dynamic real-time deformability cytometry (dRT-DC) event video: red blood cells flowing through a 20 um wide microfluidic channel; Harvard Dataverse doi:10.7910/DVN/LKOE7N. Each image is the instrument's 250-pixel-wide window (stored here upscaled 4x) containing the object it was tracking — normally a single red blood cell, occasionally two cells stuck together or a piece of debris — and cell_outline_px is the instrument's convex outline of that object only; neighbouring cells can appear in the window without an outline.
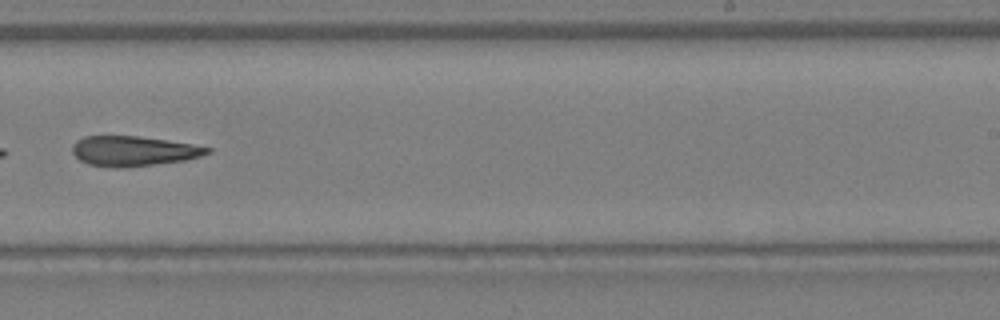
{"species": "Egyptian fruit bat (a non-hibernating species)", "species_latin": "Rousettus aegyptiacus", "temperature_condition": "warm", "stored_images_in_passage": 27, "camera_frame_rate_fps": 3000, "um_per_image_px": 0.085, "animal": {"sex": "female"}, "frame": {"image": 1, "passage_image": 16, "time_ms": 5.0, "image_size_px": [1000, 320], "cell_outline_px": [[212, 152], [200, 156], [184, 160], [120, 168], [116, 168], [88, 164], [80, 160], [72, 152], [72, 144], [76, 140], [84, 136], [136, 136], [168, 140], [192, 144], [212, 148]], "centroid_in_image_um": [11.32, 12.83], "position_along_channel_um": 277.7, "area_um2": 23.47}}
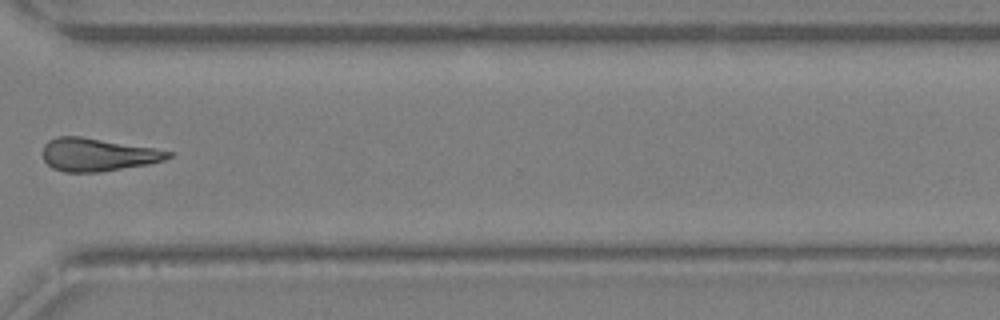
{"frame": {"image": 2, "passage_image": 20, "time_ms": 6.333, "image_size_px": [1000, 320], "cell_outline_px": [[176, 152], [172, 156], [164, 160], [148, 164], [100, 172], [64, 172], [52, 168], [44, 160], [44, 144], [48, 140], [56, 136], [80, 136]], "centroid_in_image_um": [8.3, 13.15], "position_along_channel_um": 362.3, "area_um2": 23.99}}